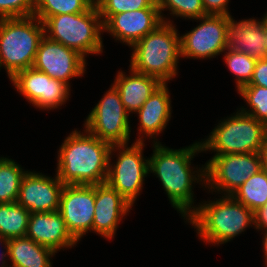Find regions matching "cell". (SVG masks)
<instances>
[{"label":"cell","instance_id":"1","mask_svg":"<svg viewBox=\"0 0 267 267\" xmlns=\"http://www.w3.org/2000/svg\"><path fill=\"white\" fill-rule=\"evenodd\" d=\"M153 143V154L148 158L149 172L157 175L172 207L187 220L198 208L197 205L196 207L192 205L194 204L192 184L199 182L205 184L206 180L205 165L198 171H193L190 167L191 160L202 151L201 142L175 150L163 146L159 141Z\"/></svg>","mask_w":267,"mask_h":267},{"label":"cell","instance_id":"2","mask_svg":"<svg viewBox=\"0 0 267 267\" xmlns=\"http://www.w3.org/2000/svg\"><path fill=\"white\" fill-rule=\"evenodd\" d=\"M83 131H73L58 151L56 175L64 185L106 183L112 145Z\"/></svg>","mask_w":267,"mask_h":267},{"label":"cell","instance_id":"3","mask_svg":"<svg viewBox=\"0 0 267 267\" xmlns=\"http://www.w3.org/2000/svg\"><path fill=\"white\" fill-rule=\"evenodd\" d=\"M196 228L199 237L206 243L224 244L255 225L254 212L231 195L216 201H205L186 220Z\"/></svg>","mask_w":267,"mask_h":267},{"label":"cell","instance_id":"4","mask_svg":"<svg viewBox=\"0 0 267 267\" xmlns=\"http://www.w3.org/2000/svg\"><path fill=\"white\" fill-rule=\"evenodd\" d=\"M169 20L141 38L133 46L130 68L167 83L176 77L181 57L180 36Z\"/></svg>","mask_w":267,"mask_h":267},{"label":"cell","instance_id":"5","mask_svg":"<svg viewBox=\"0 0 267 267\" xmlns=\"http://www.w3.org/2000/svg\"><path fill=\"white\" fill-rule=\"evenodd\" d=\"M44 24L36 16L0 19V69L9 79L17 72L32 68Z\"/></svg>","mask_w":267,"mask_h":267},{"label":"cell","instance_id":"6","mask_svg":"<svg viewBox=\"0 0 267 267\" xmlns=\"http://www.w3.org/2000/svg\"><path fill=\"white\" fill-rule=\"evenodd\" d=\"M43 24L46 37L77 51L85 59L87 54L103 52L104 27L95 6L83 13L51 16Z\"/></svg>","mask_w":267,"mask_h":267},{"label":"cell","instance_id":"7","mask_svg":"<svg viewBox=\"0 0 267 267\" xmlns=\"http://www.w3.org/2000/svg\"><path fill=\"white\" fill-rule=\"evenodd\" d=\"M220 122L201 141L202 151L213 150L215 155L260 152L267 134L265 124L240 110Z\"/></svg>","mask_w":267,"mask_h":267},{"label":"cell","instance_id":"8","mask_svg":"<svg viewBox=\"0 0 267 267\" xmlns=\"http://www.w3.org/2000/svg\"><path fill=\"white\" fill-rule=\"evenodd\" d=\"M141 136V137H140ZM143 135H139L136 142L112 145L109 154L108 175L106 183L115 189L132 206L143 188L144 178L149 172V159L143 155ZM143 148V149H142ZM119 149V150H118ZM118 150L117 162L111 164L112 153Z\"/></svg>","mask_w":267,"mask_h":267},{"label":"cell","instance_id":"9","mask_svg":"<svg viewBox=\"0 0 267 267\" xmlns=\"http://www.w3.org/2000/svg\"><path fill=\"white\" fill-rule=\"evenodd\" d=\"M84 125L90 134L111 145L128 144L129 114L114 84L88 114Z\"/></svg>","mask_w":267,"mask_h":267},{"label":"cell","instance_id":"10","mask_svg":"<svg viewBox=\"0 0 267 267\" xmlns=\"http://www.w3.org/2000/svg\"><path fill=\"white\" fill-rule=\"evenodd\" d=\"M262 169L261 156L256 153L214 155L205 163V187L223 195H232L250 176ZM209 185V186H208Z\"/></svg>","mask_w":267,"mask_h":267},{"label":"cell","instance_id":"11","mask_svg":"<svg viewBox=\"0 0 267 267\" xmlns=\"http://www.w3.org/2000/svg\"><path fill=\"white\" fill-rule=\"evenodd\" d=\"M202 21L193 30L180 36L181 57L213 58L227 49L226 15H207L196 19Z\"/></svg>","mask_w":267,"mask_h":267},{"label":"cell","instance_id":"12","mask_svg":"<svg viewBox=\"0 0 267 267\" xmlns=\"http://www.w3.org/2000/svg\"><path fill=\"white\" fill-rule=\"evenodd\" d=\"M95 211V185H64L58 212L72 237L78 242L91 232Z\"/></svg>","mask_w":267,"mask_h":267},{"label":"cell","instance_id":"13","mask_svg":"<svg viewBox=\"0 0 267 267\" xmlns=\"http://www.w3.org/2000/svg\"><path fill=\"white\" fill-rule=\"evenodd\" d=\"M10 80L17 91L39 109L58 108L70 95V86L33 67L17 72Z\"/></svg>","mask_w":267,"mask_h":267},{"label":"cell","instance_id":"14","mask_svg":"<svg viewBox=\"0 0 267 267\" xmlns=\"http://www.w3.org/2000/svg\"><path fill=\"white\" fill-rule=\"evenodd\" d=\"M86 60L77 51L45 35L38 45L33 68L69 85V80L85 73Z\"/></svg>","mask_w":267,"mask_h":267},{"label":"cell","instance_id":"15","mask_svg":"<svg viewBox=\"0 0 267 267\" xmlns=\"http://www.w3.org/2000/svg\"><path fill=\"white\" fill-rule=\"evenodd\" d=\"M64 184L55 178L27 171L22 177L17 203L34 212H54L59 210L60 195Z\"/></svg>","mask_w":267,"mask_h":267},{"label":"cell","instance_id":"16","mask_svg":"<svg viewBox=\"0 0 267 267\" xmlns=\"http://www.w3.org/2000/svg\"><path fill=\"white\" fill-rule=\"evenodd\" d=\"M159 8H143L112 15L104 24V32L132 47L141 38L167 22Z\"/></svg>","mask_w":267,"mask_h":267},{"label":"cell","instance_id":"17","mask_svg":"<svg viewBox=\"0 0 267 267\" xmlns=\"http://www.w3.org/2000/svg\"><path fill=\"white\" fill-rule=\"evenodd\" d=\"M132 205L107 183L95 185V211L92 231L105 239H112L118 224Z\"/></svg>","mask_w":267,"mask_h":267},{"label":"cell","instance_id":"18","mask_svg":"<svg viewBox=\"0 0 267 267\" xmlns=\"http://www.w3.org/2000/svg\"><path fill=\"white\" fill-rule=\"evenodd\" d=\"M26 237L55 253L78 243L67 230L65 221L58 211L30 213Z\"/></svg>","mask_w":267,"mask_h":267},{"label":"cell","instance_id":"19","mask_svg":"<svg viewBox=\"0 0 267 267\" xmlns=\"http://www.w3.org/2000/svg\"><path fill=\"white\" fill-rule=\"evenodd\" d=\"M227 49L247 54L256 60L267 58L264 38V18L235 21L228 16Z\"/></svg>","mask_w":267,"mask_h":267},{"label":"cell","instance_id":"20","mask_svg":"<svg viewBox=\"0 0 267 267\" xmlns=\"http://www.w3.org/2000/svg\"><path fill=\"white\" fill-rule=\"evenodd\" d=\"M171 100L167 83H162L136 112L139 116V134L155 139L171 119Z\"/></svg>","mask_w":267,"mask_h":267},{"label":"cell","instance_id":"21","mask_svg":"<svg viewBox=\"0 0 267 267\" xmlns=\"http://www.w3.org/2000/svg\"><path fill=\"white\" fill-rule=\"evenodd\" d=\"M131 75L119 71L114 80L121 101L128 114L136 113L143 103L162 83L155 77L139 73L130 68Z\"/></svg>","mask_w":267,"mask_h":267},{"label":"cell","instance_id":"22","mask_svg":"<svg viewBox=\"0 0 267 267\" xmlns=\"http://www.w3.org/2000/svg\"><path fill=\"white\" fill-rule=\"evenodd\" d=\"M8 248L9 267H52L50 260L55 252L26 236L8 239Z\"/></svg>","mask_w":267,"mask_h":267},{"label":"cell","instance_id":"23","mask_svg":"<svg viewBox=\"0 0 267 267\" xmlns=\"http://www.w3.org/2000/svg\"><path fill=\"white\" fill-rule=\"evenodd\" d=\"M254 213L267 203V173L261 169L231 195Z\"/></svg>","mask_w":267,"mask_h":267},{"label":"cell","instance_id":"24","mask_svg":"<svg viewBox=\"0 0 267 267\" xmlns=\"http://www.w3.org/2000/svg\"><path fill=\"white\" fill-rule=\"evenodd\" d=\"M30 212L17 202L0 204V235L6 239L25 237Z\"/></svg>","mask_w":267,"mask_h":267},{"label":"cell","instance_id":"25","mask_svg":"<svg viewBox=\"0 0 267 267\" xmlns=\"http://www.w3.org/2000/svg\"><path fill=\"white\" fill-rule=\"evenodd\" d=\"M26 172L14 160L0 157V204L17 202L20 183Z\"/></svg>","mask_w":267,"mask_h":267},{"label":"cell","instance_id":"26","mask_svg":"<svg viewBox=\"0 0 267 267\" xmlns=\"http://www.w3.org/2000/svg\"><path fill=\"white\" fill-rule=\"evenodd\" d=\"M90 7L87 0H35L33 15L44 23L51 16L83 13Z\"/></svg>","mask_w":267,"mask_h":267},{"label":"cell","instance_id":"27","mask_svg":"<svg viewBox=\"0 0 267 267\" xmlns=\"http://www.w3.org/2000/svg\"><path fill=\"white\" fill-rule=\"evenodd\" d=\"M225 64L229 71L236 75L237 91L250 83L257 60L239 51H224Z\"/></svg>","mask_w":267,"mask_h":267},{"label":"cell","instance_id":"28","mask_svg":"<svg viewBox=\"0 0 267 267\" xmlns=\"http://www.w3.org/2000/svg\"><path fill=\"white\" fill-rule=\"evenodd\" d=\"M238 94L249 105L247 108H240V111L251 115L267 126V88L258 85H245L238 90Z\"/></svg>","mask_w":267,"mask_h":267},{"label":"cell","instance_id":"29","mask_svg":"<svg viewBox=\"0 0 267 267\" xmlns=\"http://www.w3.org/2000/svg\"><path fill=\"white\" fill-rule=\"evenodd\" d=\"M103 24L114 14L143 8H159L157 0H102L97 6Z\"/></svg>","mask_w":267,"mask_h":267},{"label":"cell","instance_id":"30","mask_svg":"<svg viewBox=\"0 0 267 267\" xmlns=\"http://www.w3.org/2000/svg\"><path fill=\"white\" fill-rule=\"evenodd\" d=\"M160 14L169 10L173 16L198 19L207 16L202 0H158Z\"/></svg>","mask_w":267,"mask_h":267},{"label":"cell","instance_id":"31","mask_svg":"<svg viewBox=\"0 0 267 267\" xmlns=\"http://www.w3.org/2000/svg\"><path fill=\"white\" fill-rule=\"evenodd\" d=\"M35 0H0V19L33 16Z\"/></svg>","mask_w":267,"mask_h":267},{"label":"cell","instance_id":"32","mask_svg":"<svg viewBox=\"0 0 267 267\" xmlns=\"http://www.w3.org/2000/svg\"><path fill=\"white\" fill-rule=\"evenodd\" d=\"M247 85H258L267 88V58L257 60L253 77Z\"/></svg>","mask_w":267,"mask_h":267},{"label":"cell","instance_id":"33","mask_svg":"<svg viewBox=\"0 0 267 267\" xmlns=\"http://www.w3.org/2000/svg\"><path fill=\"white\" fill-rule=\"evenodd\" d=\"M204 10L207 15H226L231 16L228 11L230 0H202Z\"/></svg>","mask_w":267,"mask_h":267},{"label":"cell","instance_id":"34","mask_svg":"<svg viewBox=\"0 0 267 267\" xmlns=\"http://www.w3.org/2000/svg\"><path fill=\"white\" fill-rule=\"evenodd\" d=\"M255 225L257 230H267V203L254 213Z\"/></svg>","mask_w":267,"mask_h":267},{"label":"cell","instance_id":"35","mask_svg":"<svg viewBox=\"0 0 267 267\" xmlns=\"http://www.w3.org/2000/svg\"><path fill=\"white\" fill-rule=\"evenodd\" d=\"M1 244H3L5 246L6 253H5V251L1 252L2 254L0 256V261H1V266L0 267H8V265H6L7 264L6 260L9 257L8 239H6V238H4V237H2L0 235V245Z\"/></svg>","mask_w":267,"mask_h":267},{"label":"cell","instance_id":"36","mask_svg":"<svg viewBox=\"0 0 267 267\" xmlns=\"http://www.w3.org/2000/svg\"><path fill=\"white\" fill-rule=\"evenodd\" d=\"M259 153L261 156L262 169L267 173V134Z\"/></svg>","mask_w":267,"mask_h":267},{"label":"cell","instance_id":"37","mask_svg":"<svg viewBox=\"0 0 267 267\" xmlns=\"http://www.w3.org/2000/svg\"><path fill=\"white\" fill-rule=\"evenodd\" d=\"M264 237H263V252H264V257H265V265H267V230H265V232H264ZM267 267V266H266Z\"/></svg>","mask_w":267,"mask_h":267},{"label":"cell","instance_id":"38","mask_svg":"<svg viewBox=\"0 0 267 267\" xmlns=\"http://www.w3.org/2000/svg\"><path fill=\"white\" fill-rule=\"evenodd\" d=\"M264 38H265V49L267 52V13L264 16Z\"/></svg>","mask_w":267,"mask_h":267},{"label":"cell","instance_id":"39","mask_svg":"<svg viewBox=\"0 0 267 267\" xmlns=\"http://www.w3.org/2000/svg\"><path fill=\"white\" fill-rule=\"evenodd\" d=\"M91 6H95L97 7L101 2L102 0H87Z\"/></svg>","mask_w":267,"mask_h":267}]
</instances>
